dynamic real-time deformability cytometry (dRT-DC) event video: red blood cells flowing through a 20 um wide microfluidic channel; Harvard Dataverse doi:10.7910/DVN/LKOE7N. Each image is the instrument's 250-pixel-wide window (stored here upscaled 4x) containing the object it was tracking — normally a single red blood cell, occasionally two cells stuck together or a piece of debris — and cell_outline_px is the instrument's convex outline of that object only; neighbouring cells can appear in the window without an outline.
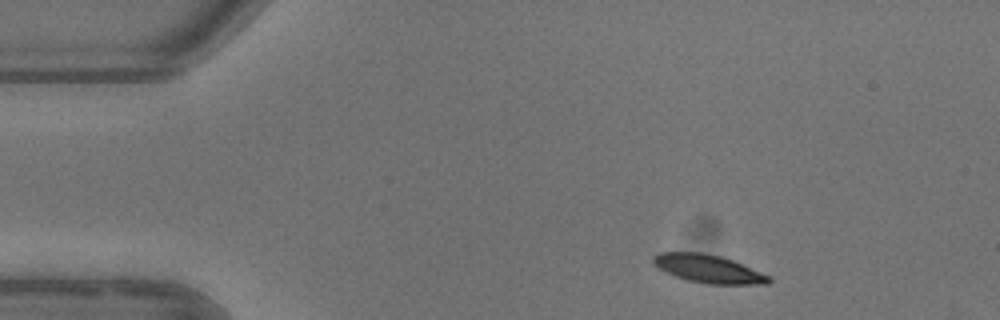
{"species": "common noctule bat (a hibernating species)", "species_latin": "Nyctalus noctula", "temperature_condition": "warm", "stored_images_in_passage": 3, "camera_frame_rate_fps": 3000, "um_per_image_px": 0.085, "animal": {"sex": "female"}, "frame": {"image": 1, "passage_image": 1, "time_ms": 0.0, "image_size_px": [1000, 320], "cell_outline_px": [[772, 280], [768, 284], [708, 284], [688, 280], [676, 276], [652, 264], [652, 256], [660, 252], [700, 252], [720, 256], [732, 260], [760, 272], [768, 276]], "centroid_in_image_um": [60.18, 22.84], "position_along_channel_um": 24.8, "area_um2": 18.67}}